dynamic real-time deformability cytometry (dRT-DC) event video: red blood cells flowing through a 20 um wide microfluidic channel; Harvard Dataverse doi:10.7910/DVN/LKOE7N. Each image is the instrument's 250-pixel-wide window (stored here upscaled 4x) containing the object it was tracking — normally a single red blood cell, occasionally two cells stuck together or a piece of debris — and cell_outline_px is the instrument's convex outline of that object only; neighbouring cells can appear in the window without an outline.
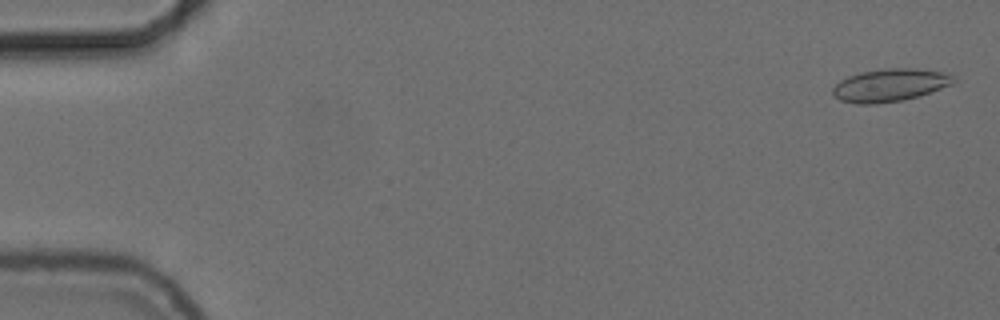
{"species": "common noctule bat (a hibernating species)", "species_latin": "Nyctalus noctula", "temperature_condition": "cold", "stored_images_in_passage": 55, "camera_frame_rate_fps": 3000, "um_per_image_px": 0.085, "animal": {"sex": "female", "body_mass_g": 24.6, "forearm_length_mm": 56.2}, "frame": {"image": 1, "passage_image": 2, "time_ms": 0.333, "image_size_px": [1000, 320], "cell_outline_px": [[956, 80], [952, 84], [920, 96], [904, 100], [876, 104], [856, 104], [840, 100], [832, 96], [832, 88], [840, 80], [848, 76], [860, 72], [884, 68], [916, 68], [952, 72]], "centroid_in_image_um": [75.67, 7.23], "position_along_channel_um": 9.3, "area_um2": 23.58}}
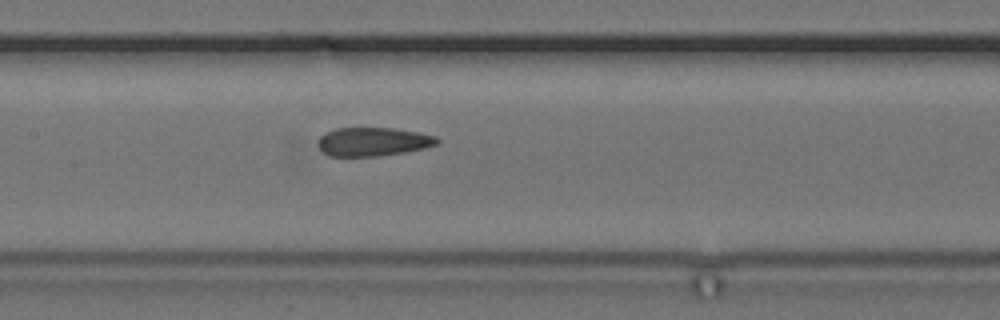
{"frame": {"image": 2, "passage_image": 27, "time_ms": 8.667, "image_size_px": [1000, 320], "cell_outline_px": [[440, 144], [424, 148], [404, 152], [380, 156], [328, 156], [316, 144], [316, 140], [324, 132], [336, 128], [392, 128], [420, 132], [436, 136], [440, 140]], "centroid_in_image_um": [31.7, 12.04], "position_along_channel_um": 175.7, "area_um2": 20.17}}
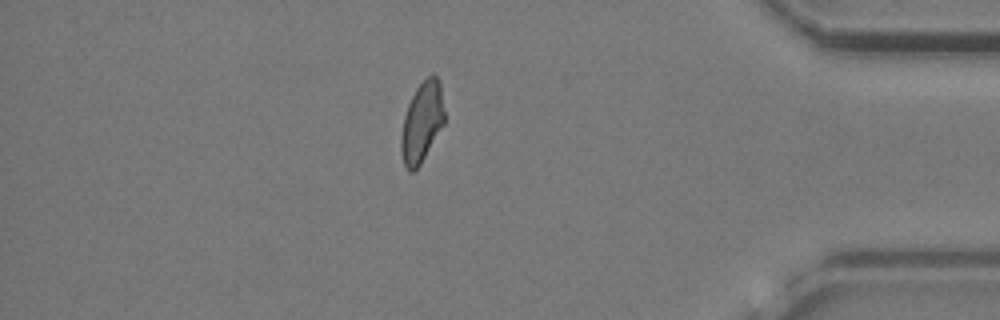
{"frame": {"image": 3, "passage_image": 48, "time_ms": 15.667, "image_size_px": [1000, 320], "cell_outline_px": [[444, 124], [420, 164], [412, 172], [408, 172], [404, 164], [400, 152], [400, 136], [404, 116], [408, 104], [416, 88], [432, 72], [436, 76], [440, 84], [444, 112]], "centroid_in_image_um": [35.84, 10.4], "position_along_channel_um": 399.4, "area_um2": 20.17}, "authors_computed_cell_mechanics": {"area_um2": 20.9814, "velocity_mm_per_s": 3.7173, "shape_relaxation_time_tau1_ms": null, "shape_relaxation_time_tau2_ms": 2.2729, "deformation_change_tau1": null, "deformation_change_tau2": 0.0972}}